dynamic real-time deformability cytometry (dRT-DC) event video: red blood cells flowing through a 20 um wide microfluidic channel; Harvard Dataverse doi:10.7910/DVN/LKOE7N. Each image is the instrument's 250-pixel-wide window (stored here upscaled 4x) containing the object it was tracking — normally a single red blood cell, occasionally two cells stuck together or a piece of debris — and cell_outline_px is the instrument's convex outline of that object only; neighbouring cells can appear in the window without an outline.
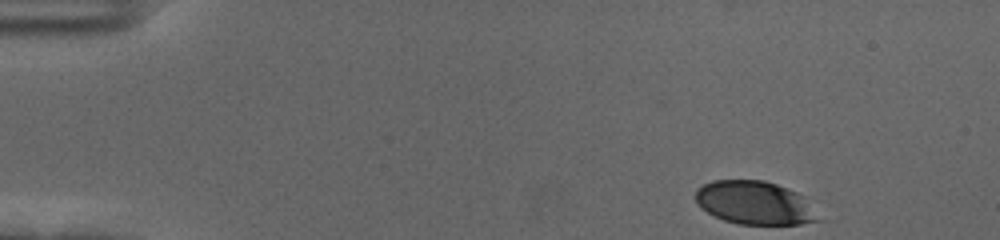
{"species": "human", "species_latin": "Homo sapiens", "temperature_condition": "cold", "stored_images_in_passage": 44, "camera_frame_rate_fps": 3000, "um_per_image_px": 0.085, "donor": {"sex": "female"}, "frame": {"image": 1, "passage_image": 1, "time_ms": 0.0, "image_size_px": [1000, 240], "cell_outline_px": [[824, 220], [800, 224], [736, 224], [724, 220], [700, 208], [696, 204], [696, 188], [712, 180], [764, 180], [776, 184], [796, 192], [804, 196]], "centroid_in_image_um": [64.17, 17.25], "position_along_channel_um": 20.8, "area_um2": 31.27}}
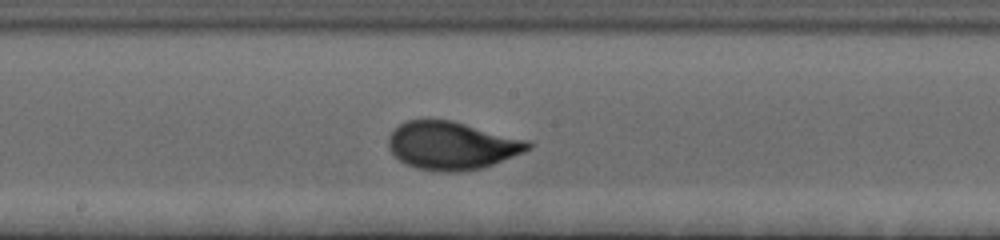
{"frame": {"image": 2, "passage_image": 25, "time_ms": 8.0, "image_size_px": [1000, 240], "cell_outline_px": [[532, 148], [524, 152], [492, 164], [480, 168], [460, 172], [440, 172], [416, 168], [400, 160], [392, 152], [388, 144], [388, 136], [400, 124], [408, 120], [452, 120], [532, 140]], "centroid_in_image_um": [38.46, 12.37], "position_along_channel_um": 209.7, "area_um2": 39.13}}
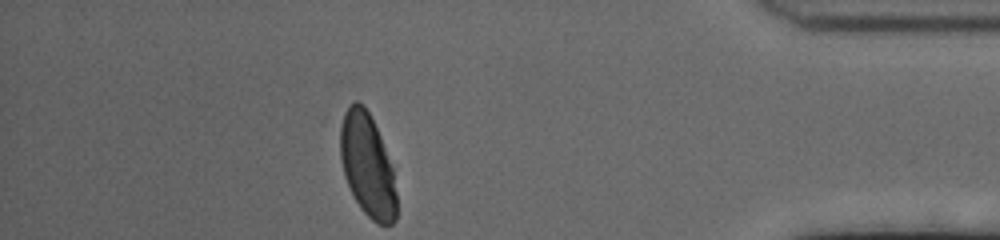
{"frame": {"image": 3, "passage_image": 44, "time_ms": 14.333, "image_size_px": [1000, 240], "cell_outline_px": [[396, 220], [392, 224], [376, 224], [360, 208], [344, 176], [340, 156], [340, 124], [344, 112], [356, 100], [364, 104], [380, 136], [392, 168], [396, 192]], "centroid_in_image_um": [31.22, 14.06], "position_along_channel_um": 404.0, "area_um2": 33.52}, "authors_computed_cell_mechanics": {"area_um2": 37.1654, "velocity_mm_per_s": 3.6498, "shape_relaxation_time_tau1_ms": 3.3536, "shape_relaxation_time_tau2_ms": null, "deformation_change_tau1": 0.1728, "deformation_change_tau2": null}}